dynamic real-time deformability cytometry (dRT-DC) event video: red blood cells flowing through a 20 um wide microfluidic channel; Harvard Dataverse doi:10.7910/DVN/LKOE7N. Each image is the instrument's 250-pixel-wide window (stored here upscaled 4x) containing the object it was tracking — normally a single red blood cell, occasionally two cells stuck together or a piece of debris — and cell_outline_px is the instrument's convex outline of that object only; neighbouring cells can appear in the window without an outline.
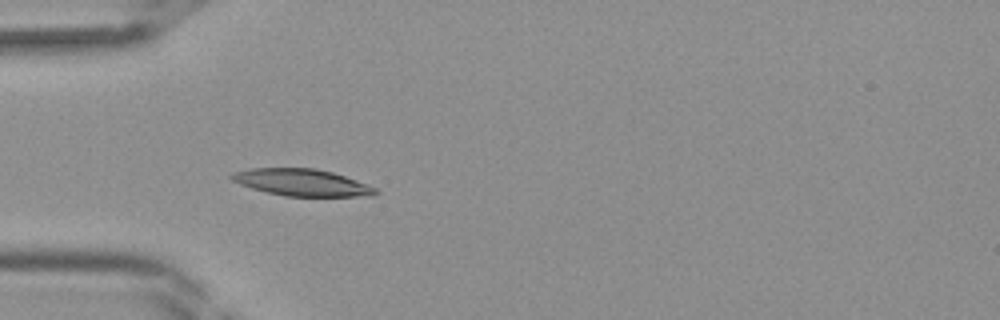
{"species": "Egyptian fruit bat (a non-hibernating species)", "species_latin": "Rousettus aegyptiacus", "temperature_condition": "room temperature", "stored_images_in_passage": 30, "camera_frame_rate_fps": 3000, "um_per_image_px": 0.085, "frame": {"image": 1, "passage_image": 1, "time_ms": 0.0, "image_size_px": [1000, 320], "cell_outline_px": [[380, 192], [372, 196], [284, 196], [252, 188], [240, 184], [232, 180], [228, 176], [232, 172], [248, 168], [316, 168], [332, 172], [368, 184], [376, 188]], "centroid_in_image_um": [25.65, 15.5], "position_along_channel_um": 59.3, "area_um2": 22.6}}
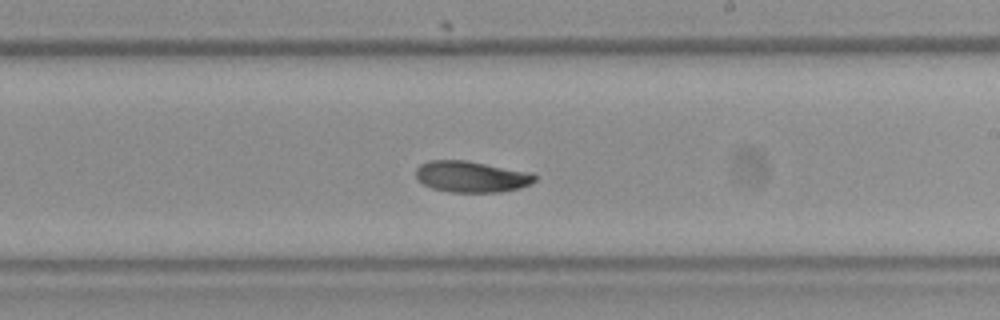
{"frame": {"image": 2, "passage_image": 13, "time_ms": 4.0, "image_size_px": [1000, 320], "cell_outline_px": [[536, 180], [532, 184], [520, 188], [500, 192], [452, 192], [432, 188], [424, 184], [416, 176], [416, 168], [420, 164], [428, 160], [464, 160], [532, 172], [536, 176]], "centroid_in_image_um": [40.1, 15.01], "position_along_channel_um": 248.9, "area_um2": 21.68}}
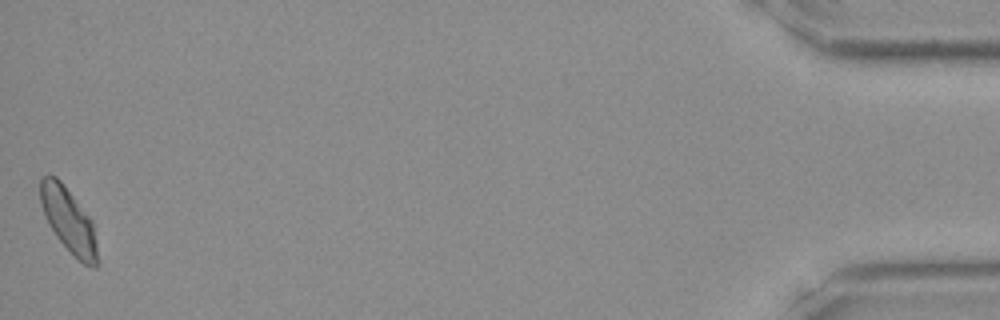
{"frame": {"image": 3, "passage_image": 30, "time_ms": 9.667, "image_size_px": [1000, 320], "cell_outline_px": [[96, 268], [92, 268], [84, 264], [56, 236], [48, 224], [44, 216], [40, 204], [40, 176], [56, 176], [60, 180], [92, 220], [96, 240]], "centroid_in_image_um": [5.8, 18.68], "position_along_channel_um": 429.4, "area_um2": 21.04}}